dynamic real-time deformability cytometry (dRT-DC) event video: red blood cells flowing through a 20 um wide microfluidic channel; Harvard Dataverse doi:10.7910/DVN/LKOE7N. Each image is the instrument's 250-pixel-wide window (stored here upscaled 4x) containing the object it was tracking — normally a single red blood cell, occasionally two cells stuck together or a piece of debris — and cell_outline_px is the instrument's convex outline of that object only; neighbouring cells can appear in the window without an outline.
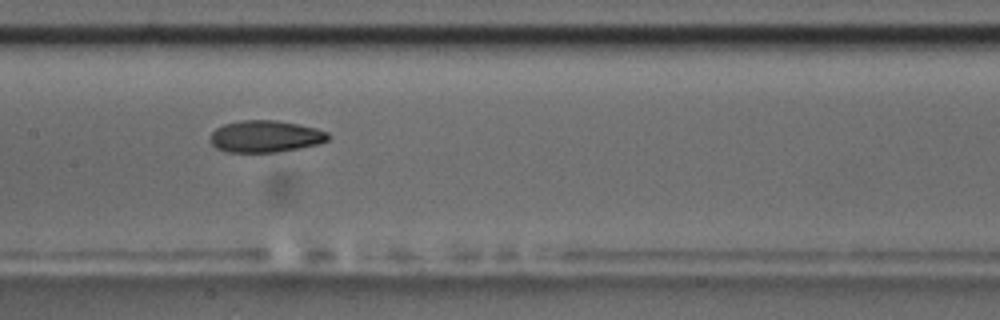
{"species": "common noctule bat (a hibernating species)", "species_latin": "Nyctalus noctula", "temperature_condition": "room temperature", "stored_images_in_passage": 39, "camera_frame_rate_fps": 3000, "um_per_image_px": 0.085, "animal": {"sex": "male", "body_mass_g": 17.5, "forearm_length_mm": 52.3}, "frame": {"image": 1, "passage_image": 17, "time_ms": 5.333, "image_size_px": [1000, 320], "cell_outline_px": [[332, 136], [328, 140], [316, 144], [300, 148], [276, 152], [228, 152], [216, 148], [208, 140], [212, 132], [216, 128], [224, 124], [240, 120], [276, 120], [316, 128], [328, 132]], "centroid_in_image_um": [22.54, 11.59], "position_along_channel_um": 184.9, "area_um2": 21.96}, "authors_computed_cell_mechanics": {"area_um2": 21.9062, "velocity_mm_per_s": 3.5632, "shape_relaxation_time_tau1_ms": 6.4616, "shape_relaxation_time_tau2_ms": 2.88, "deformation_change_tau1": 0.1754, "deformation_change_tau2": 0.0883}}